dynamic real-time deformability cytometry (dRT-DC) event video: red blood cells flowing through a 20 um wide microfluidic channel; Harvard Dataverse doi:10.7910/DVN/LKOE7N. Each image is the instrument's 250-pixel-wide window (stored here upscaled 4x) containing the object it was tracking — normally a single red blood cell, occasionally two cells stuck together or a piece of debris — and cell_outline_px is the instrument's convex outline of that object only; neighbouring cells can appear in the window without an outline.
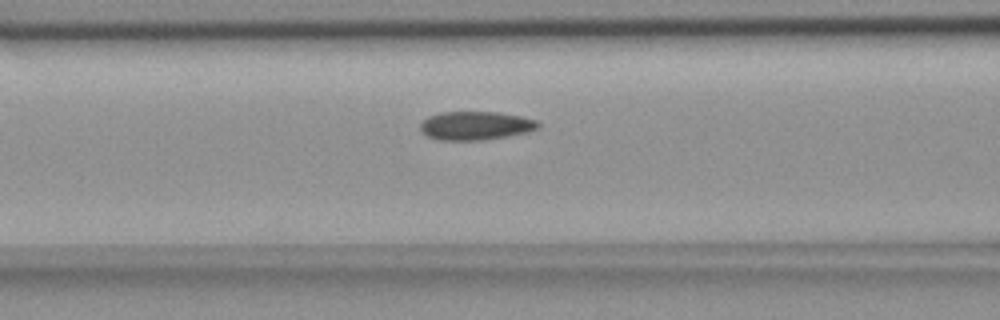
{"species": "common noctule bat (a hibernating species)", "species_latin": "Nyctalus noctula", "temperature_condition": "room temperature", "stored_images_in_passage": 25, "camera_frame_rate_fps": 3000, "um_per_image_px": 0.085, "animal": {"sex": "female", "body_mass_g": 18.4}, "frame": {"image": 1, "passage_image": 8, "time_ms": 2.333, "image_size_px": [1000, 320], "cell_outline_px": [[540, 128], [528, 132], [508, 136], [484, 140], [440, 140], [428, 136], [420, 128], [420, 124], [428, 116], [440, 112], [500, 112], [520, 116], [536, 120], [540, 124]], "centroid_in_image_um": [40.46, 10.68], "position_along_channel_um": 126.1, "area_um2": 19.65}}
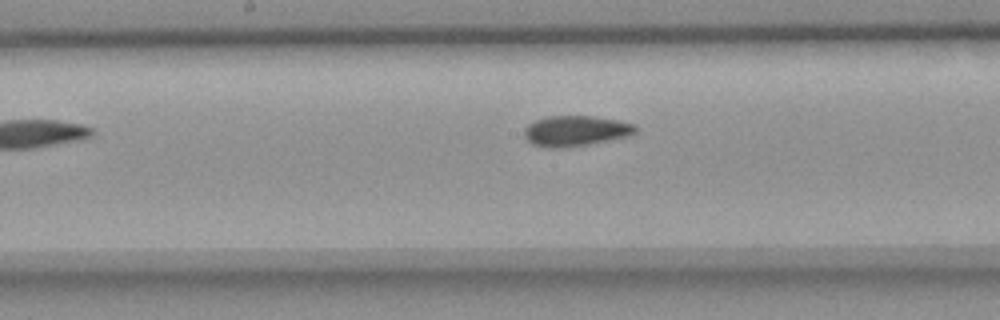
{"frame": {"image": 2, "passage_image": 14, "time_ms": 4.333, "image_size_px": [1000, 320], "cell_outline_px": [[636, 132], [628, 136], [568, 148], [548, 148], [532, 144], [524, 136], [524, 128], [528, 124], [536, 120], [548, 116], [592, 116], [616, 120], [636, 124]], "centroid_in_image_um": [48.9, 11.13], "position_along_channel_um": 199.3, "area_um2": 19.77}}
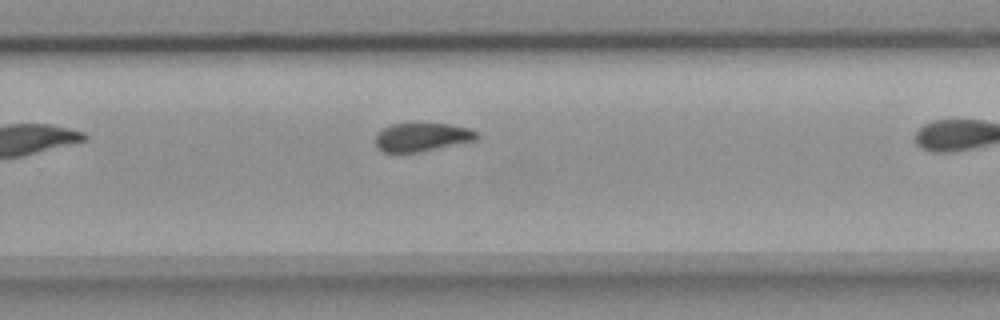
{"frame": {"image": 3, "passage_image": 18, "time_ms": 5.667, "image_size_px": [1000, 320], "cell_outline_px": [[480, 136], [476, 140], [416, 152], [384, 152], [376, 148], [376, 136], [384, 128], [392, 124], [448, 124], [472, 128]], "centroid_in_image_um": [35.89, 11.65], "position_along_channel_um": 293.9, "area_um2": 16.53}}